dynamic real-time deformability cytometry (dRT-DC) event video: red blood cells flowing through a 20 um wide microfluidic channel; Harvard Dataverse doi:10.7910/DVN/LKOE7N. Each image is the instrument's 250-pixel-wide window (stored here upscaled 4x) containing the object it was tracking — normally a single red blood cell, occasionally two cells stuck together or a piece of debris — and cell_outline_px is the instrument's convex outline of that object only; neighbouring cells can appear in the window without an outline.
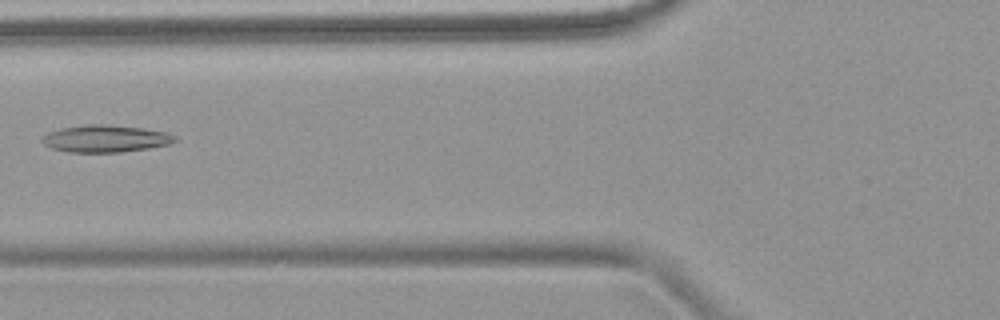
{"species": "common noctule bat (a hibernating species)", "species_latin": "Nyctalus noctula", "temperature_condition": "warm", "stored_images_in_passage": 4, "camera_frame_rate_fps": 3000, "um_per_image_px": 0.085, "animal": {"sex": "female", "body_mass_g": 18.4}, "frame": {"image": 1, "passage_image": 4, "time_ms": 3.333, "image_size_px": [1000, 320], "cell_outline_px": [[176, 140], [168, 144], [148, 148], [120, 152], [68, 152], [52, 148], [44, 144], [40, 140], [48, 132], [60, 128], [84, 124], [108, 124], [144, 128], [164, 132], [176, 136]], "centroid_in_image_um": [8.93, 11.77], "position_along_channel_um": 116.9, "area_um2": 20.98}}